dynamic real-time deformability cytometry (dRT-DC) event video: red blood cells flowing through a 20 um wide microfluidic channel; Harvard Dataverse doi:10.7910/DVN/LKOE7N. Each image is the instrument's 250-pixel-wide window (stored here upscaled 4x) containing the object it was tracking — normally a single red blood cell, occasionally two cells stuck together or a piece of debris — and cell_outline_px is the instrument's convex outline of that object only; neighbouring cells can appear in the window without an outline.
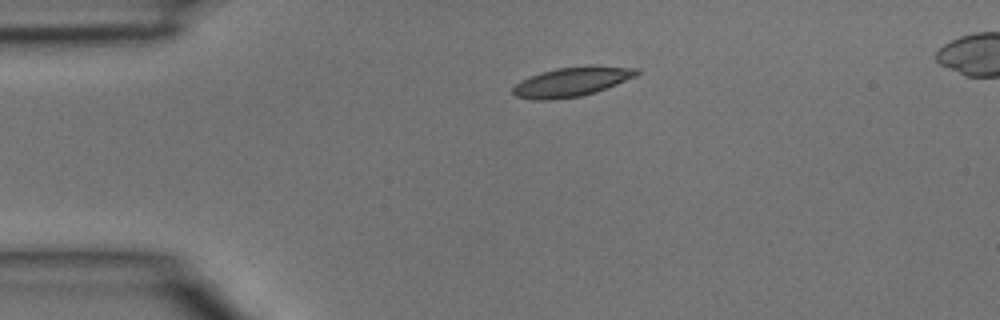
{"species": "common noctule bat (a hibernating species)", "species_latin": "Nyctalus noctula", "temperature_condition": "room temperature", "stored_images_in_passage": 3, "camera_frame_rate_fps": 3000, "um_per_image_px": 0.085, "animal": {"sex": "male", "body_mass_g": 15.6}, "frame": {"image": 1, "passage_image": 1, "time_ms": 0.0, "image_size_px": [1000, 320], "cell_outline_px": [[640, 72], [636, 76], [596, 92], [580, 96], [552, 100], [536, 100], [516, 96], [512, 92], [512, 88], [520, 80], [540, 72], [556, 68], [640, 68]], "centroid_in_image_um": [48.5, 7.0], "position_along_channel_um": 36.5, "area_um2": 20.35}}